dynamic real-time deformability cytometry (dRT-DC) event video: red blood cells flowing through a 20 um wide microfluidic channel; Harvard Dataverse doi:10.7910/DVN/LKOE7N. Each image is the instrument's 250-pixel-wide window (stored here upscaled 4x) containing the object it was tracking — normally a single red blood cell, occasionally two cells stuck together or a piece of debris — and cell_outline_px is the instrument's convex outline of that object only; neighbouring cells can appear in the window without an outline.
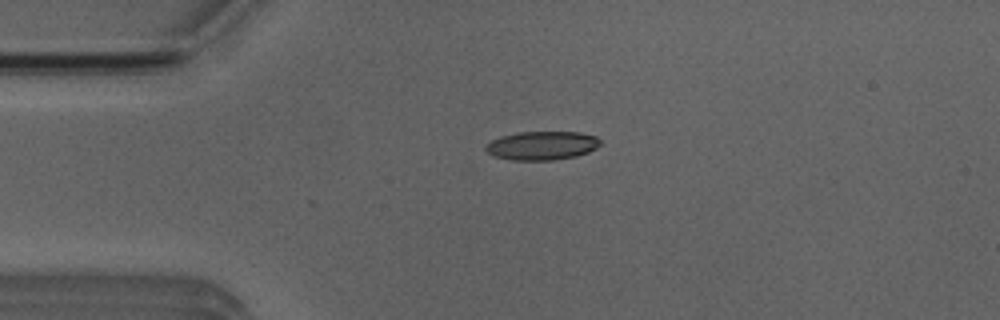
{"species": "Egyptian fruit bat (a non-hibernating species)", "species_latin": "Rousettus aegyptiacus", "temperature_condition": "room temperature", "stored_images_in_passage": 5, "camera_frame_rate_fps": 3000, "um_per_image_px": 0.085, "animal": {"sex": "male"}, "frame": {"image": 1, "passage_image": 3, "time_ms": 2.333, "image_size_px": [1000, 320], "cell_outline_px": [[600, 144], [596, 148], [588, 152], [576, 156], [552, 160], [512, 160], [492, 156], [484, 148], [492, 140], [500, 136], [516, 132], [580, 132], [596, 136], [600, 140]], "centroid_in_image_um": [46.06, 12.37], "position_along_channel_um": 38.9, "area_um2": 19.19}}